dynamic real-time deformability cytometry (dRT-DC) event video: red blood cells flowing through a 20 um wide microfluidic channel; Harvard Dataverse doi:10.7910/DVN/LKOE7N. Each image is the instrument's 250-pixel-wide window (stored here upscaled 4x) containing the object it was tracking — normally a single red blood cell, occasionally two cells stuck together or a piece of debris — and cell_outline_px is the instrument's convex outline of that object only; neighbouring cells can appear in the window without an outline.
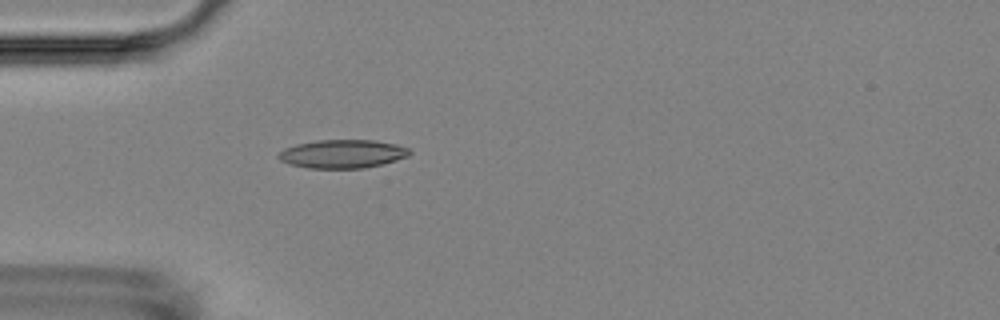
{"species": "Egyptian fruit bat (a non-hibernating species)", "species_latin": "Rousettus aegyptiacus", "temperature_condition": "room temperature", "stored_images_in_passage": 2, "camera_frame_rate_fps": 3000, "um_per_image_px": 0.085, "animal": {"sex": "female"}, "frame": {"image": 1, "passage_image": 2, "time_ms": 1.667, "image_size_px": [1000, 320], "cell_outline_px": [[412, 152], [408, 156], [384, 164], [364, 168], [308, 168], [288, 164], [280, 160], [276, 156], [284, 148], [296, 144], [316, 140], [376, 140], [396, 144], [408, 148]], "centroid_in_image_um": [29.11, 13.08], "position_along_channel_um": 55.9, "area_um2": 21.91}}